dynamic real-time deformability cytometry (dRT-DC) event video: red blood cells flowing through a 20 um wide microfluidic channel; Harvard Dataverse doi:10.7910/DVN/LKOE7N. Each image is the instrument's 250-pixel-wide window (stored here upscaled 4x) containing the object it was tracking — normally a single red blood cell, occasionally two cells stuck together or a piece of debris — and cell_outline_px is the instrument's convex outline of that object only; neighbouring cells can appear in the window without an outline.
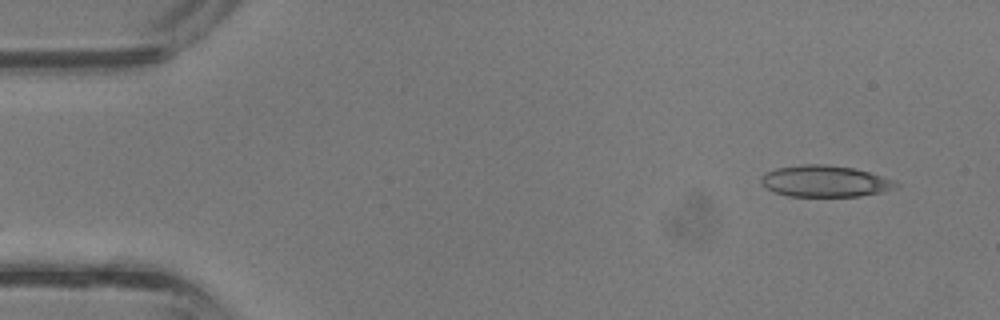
{"species": "common noctule bat (a hibernating species)", "species_latin": "Nyctalus noctula", "temperature_condition": "room temperature", "stored_images_in_passage": 35, "camera_frame_rate_fps": 3000, "um_per_image_px": 0.085, "animal": {"sex": "male", "body_mass_g": 13.3}, "frame": {"image": 1, "passage_image": 1, "time_ms": 0.0, "image_size_px": [1000, 320], "cell_outline_px": [[900, 184], [896, 188], [880, 192], [860, 196], [788, 196], [776, 192], [760, 184], [760, 176], [764, 172], [776, 168], [800, 164], [828, 164], [856, 168], [896, 180]], "centroid_in_image_um": [70.12, 15.38], "position_along_channel_um": 14.9, "area_um2": 25.03}}
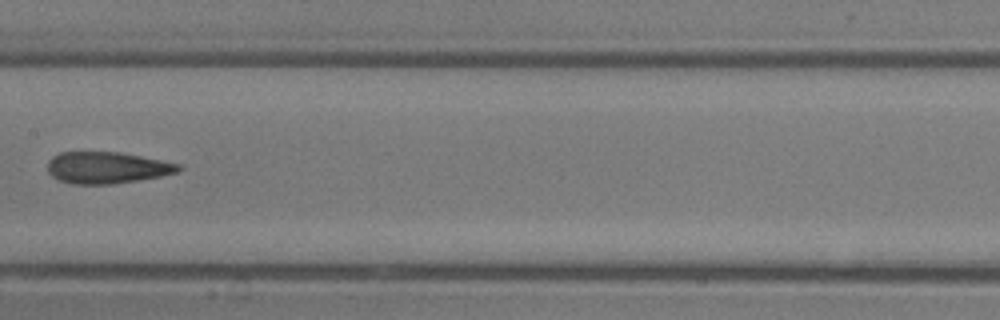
{"frame": {"image": 2, "passage_image": 17, "time_ms": 5.333, "image_size_px": [1000, 320], "cell_outline_px": [[184, 168], [180, 172], [160, 176], [112, 184], [72, 184], [60, 180], [52, 176], [48, 172], [48, 160], [52, 156], [60, 152], [120, 152], [180, 164]], "centroid_in_image_um": [9.09, 14.25], "position_along_channel_um": 198.3, "area_um2": 24.1}}
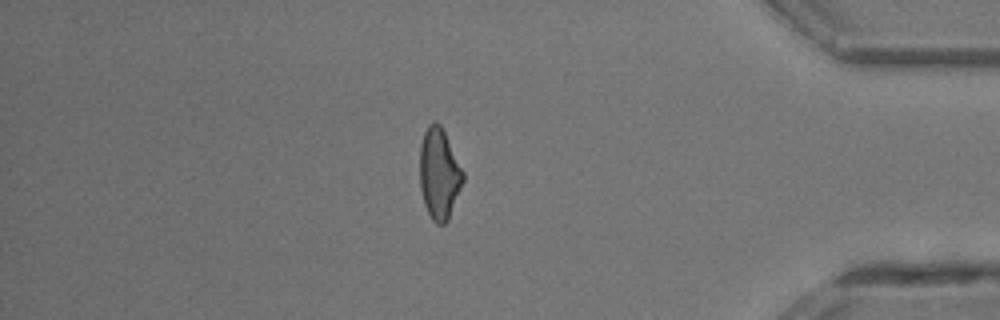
{"frame": {"image": 3, "passage_image": 30, "time_ms": 9.667, "image_size_px": [1000, 320], "cell_outline_px": [[464, 180], [448, 220], [444, 224], [436, 224], [432, 220], [424, 204], [420, 188], [420, 144], [424, 132], [428, 124], [436, 120], [440, 124], [464, 172]], "centroid_in_image_um": [37.32, 14.76], "position_along_channel_um": 397.9, "area_um2": 22.89}}